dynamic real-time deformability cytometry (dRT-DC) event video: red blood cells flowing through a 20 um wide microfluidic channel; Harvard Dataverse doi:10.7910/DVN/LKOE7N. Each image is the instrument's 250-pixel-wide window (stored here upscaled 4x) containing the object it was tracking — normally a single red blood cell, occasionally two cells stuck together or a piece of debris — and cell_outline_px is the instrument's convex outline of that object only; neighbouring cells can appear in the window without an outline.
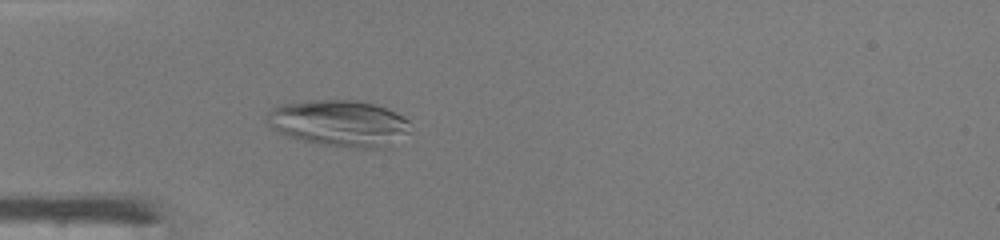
{"species": "common noctule bat (a hibernating species)", "species_latin": "Nyctalus noctula", "temperature_condition": "warm", "stored_images_in_passage": 42, "camera_frame_rate_fps": 3000, "um_per_image_px": 0.085, "animal": {"sex": "male", "body_mass_g": 19.0, "forearm_length_mm": 50.8}, "frame": {"image": 1, "passage_image": 9, "time_ms": 2.667, "image_size_px": [1000, 240], "cell_outline_px": [[412, 132], [388, 148], [348, 148], [320, 144], [288, 136], [272, 128], [264, 120], [264, 116], [276, 104], [308, 100], [356, 100], [376, 104], [396, 112], [404, 116], [408, 120]], "centroid_in_image_um": [28.87, 10.47], "position_along_channel_um": 56.1, "area_um2": 39.59}}
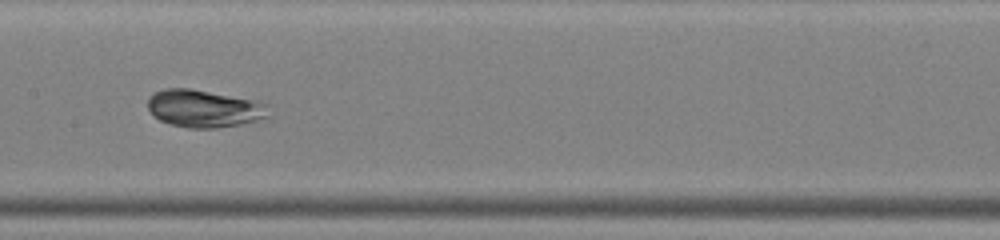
{"frame": {"image": 2, "passage_image": 19, "time_ms": 6.0, "image_size_px": [1000, 240], "cell_outline_px": [[268, 116], [256, 120], [240, 124], [216, 128], [188, 128], [172, 124], [160, 120], [152, 116], [148, 108], [148, 96], [164, 88], [192, 88], [260, 100], [268, 104]], "centroid_in_image_um": [17.35, 9.2], "position_along_channel_um": 190.1, "area_um2": 26.76}}
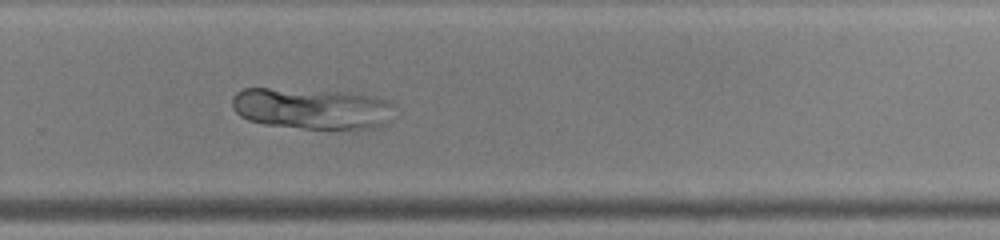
{"frame": {"image": 3, "passage_image": 27, "time_ms": 8.667, "image_size_px": [1000, 240], "cell_outline_px": [[396, 104], [392, 120], [388, 124], [380, 128], [352, 132], [304, 128], [264, 124], [248, 120], [240, 116], [232, 108], [232, 96], [236, 92], [244, 88], [268, 88], [348, 92], [376, 96], [388, 100]], "centroid_in_image_um": [26.65, 9.27], "position_along_channel_um": 303.1, "area_um2": 40.63}}